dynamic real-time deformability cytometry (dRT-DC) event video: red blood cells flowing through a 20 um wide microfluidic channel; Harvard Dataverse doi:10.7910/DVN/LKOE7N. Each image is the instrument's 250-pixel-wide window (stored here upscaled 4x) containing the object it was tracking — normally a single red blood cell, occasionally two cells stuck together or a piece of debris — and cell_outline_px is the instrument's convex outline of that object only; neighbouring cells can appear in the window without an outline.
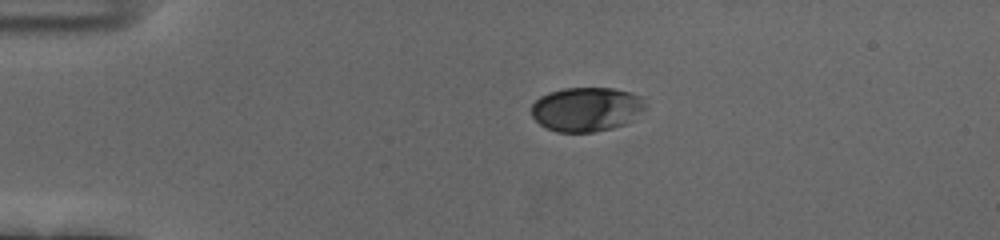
{"species": "human", "species_latin": "Homo sapiens", "temperature_condition": "cold", "stored_images_in_passage": 44, "camera_frame_rate_fps": 3000, "um_per_image_px": 0.085, "donor": {"sex": "female"}, "frame": {"image": 1, "passage_image": 1, "time_ms": 0.0, "image_size_px": [1000, 240], "cell_outline_px": [[644, 108], [628, 124], [612, 128], [592, 132], [556, 132], [540, 124], [532, 116], [532, 104], [540, 96], [548, 92], [564, 88], [612, 88], [632, 92], [640, 96], [644, 104]], "centroid_in_image_um": [49.84, 9.28], "position_along_channel_um": 35.2, "area_um2": 29.36}}
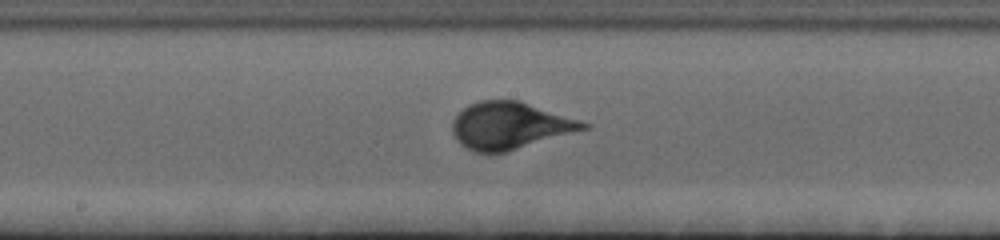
{"frame": {"image": 2, "passage_image": 19, "time_ms": 6.0, "image_size_px": [1000, 240], "cell_outline_px": [[592, 124], [588, 128], [504, 152], [476, 152], [460, 144], [456, 140], [452, 132], [452, 120], [468, 104], [480, 100], [520, 100]], "centroid_in_image_um": [43.31, 10.66], "position_along_channel_um": 204.9, "area_um2": 35.55}}
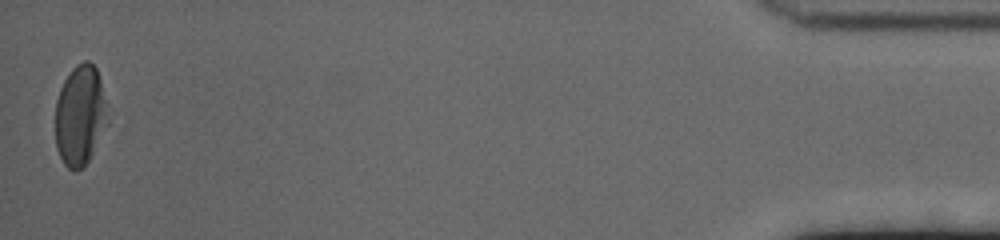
{"frame": {"image": 3, "passage_image": 44, "time_ms": 14.333, "image_size_px": [1000, 240], "cell_outline_px": [[108, 104], [92, 152], [88, 160], [76, 172], [68, 168], [64, 164], [56, 148], [56, 100], [60, 88], [64, 80], [72, 68], [76, 64], [84, 60], [88, 60], [96, 68]], "centroid_in_image_um": [6.74, 9.74], "position_along_channel_um": 428.5, "area_um2": 29.54}}